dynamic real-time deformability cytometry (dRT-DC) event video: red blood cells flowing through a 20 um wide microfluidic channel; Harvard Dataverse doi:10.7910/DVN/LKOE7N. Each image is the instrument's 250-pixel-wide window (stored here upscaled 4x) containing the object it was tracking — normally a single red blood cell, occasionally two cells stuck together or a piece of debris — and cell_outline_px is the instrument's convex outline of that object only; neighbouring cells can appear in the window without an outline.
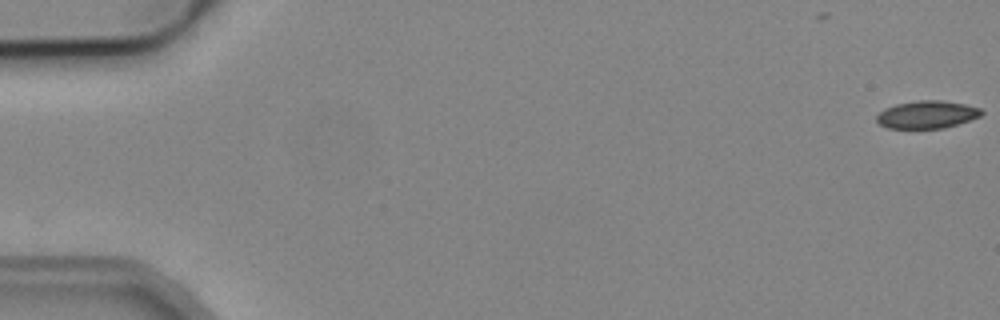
{"species": "common noctule bat (a hibernating species)", "species_latin": "Nyctalus noctula", "temperature_condition": "cold", "stored_images_in_passage": 5, "camera_frame_rate_fps": 3000, "um_per_image_px": 0.085, "animal": {"sex": "male", "body_mass_g": 19.2, "forearm_length_mm": 51.8}, "frame": {"image": 1, "passage_image": 1, "time_ms": 0.0, "image_size_px": [1000, 320], "cell_outline_px": [[984, 112], [980, 116], [944, 128], [888, 128], [880, 124], [876, 120], [876, 116], [884, 108], [896, 104], [920, 100], [940, 100], [964, 104], [980, 108]], "centroid_in_image_um": [78.77, 9.73], "position_along_channel_um": 6.2, "area_um2": 16.7}}
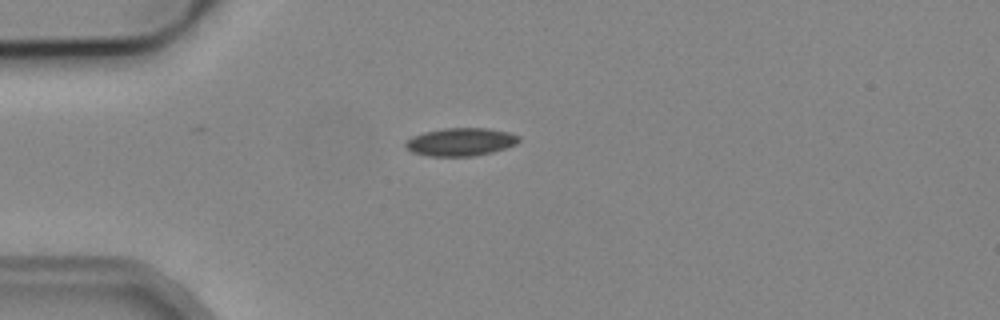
{"frame": {"image": 2, "passage_image": 3, "time_ms": 4.667, "image_size_px": [1000, 320], "cell_outline_px": [[520, 140], [516, 144], [492, 152], [472, 156], [428, 156], [412, 152], [404, 144], [412, 136], [424, 132], [444, 128], [488, 128], [508, 132], [520, 136]], "centroid_in_image_um": [39.16, 12.06], "position_along_channel_um": 45.8, "area_um2": 18.38}}
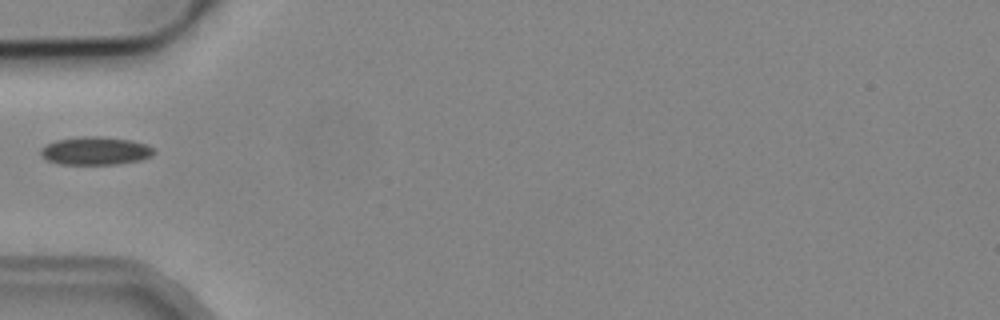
{"frame": {"image": 3, "passage_image": 4, "time_ms": 6.0, "image_size_px": [1000, 320], "cell_outline_px": [[156, 152], [152, 156], [140, 160], [120, 164], [56, 164], [44, 160], [40, 156], [40, 148], [56, 140], [80, 136], [100, 136], [132, 140], [148, 144]], "centroid_in_image_um": [8.09, 12.82], "position_along_channel_um": 76.9, "area_um2": 18.9}}